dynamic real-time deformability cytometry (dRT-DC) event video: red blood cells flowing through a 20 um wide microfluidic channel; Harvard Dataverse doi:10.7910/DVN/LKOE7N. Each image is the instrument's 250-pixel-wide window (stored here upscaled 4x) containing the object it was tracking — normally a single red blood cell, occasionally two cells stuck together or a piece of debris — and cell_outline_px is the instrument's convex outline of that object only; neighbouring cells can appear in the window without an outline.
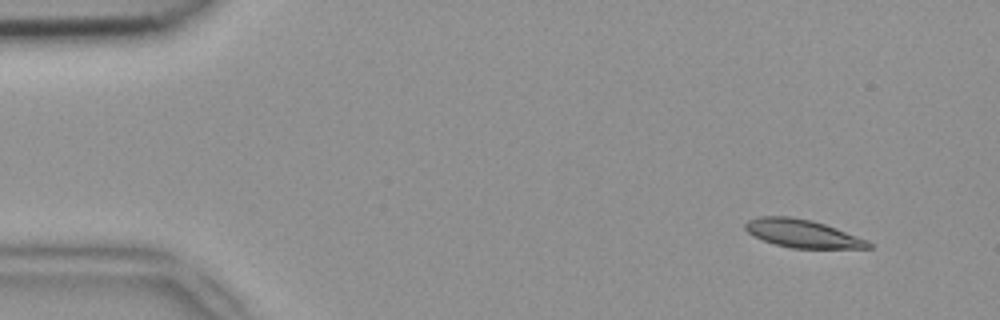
{"species": "common noctule bat (a hibernating species)", "species_latin": "Nyctalus noctula", "temperature_condition": "room temperature", "stored_images_in_passage": 11, "camera_frame_rate_fps": 3000, "um_per_image_px": 0.085, "animal": {"sex": "female", "body_mass_g": 18.4}, "frame": {"image": 1, "passage_image": 1, "time_ms": 0.0, "image_size_px": [1000, 320], "cell_outline_px": [[872, 248], [792, 248], [776, 244], [752, 236], [744, 228], [744, 224], [748, 220], [760, 216], [788, 216], [812, 220], [836, 228], [868, 240], [872, 244]], "centroid_in_image_um": [68.19, 19.84], "position_along_channel_um": 16.8, "area_um2": 20.06}}
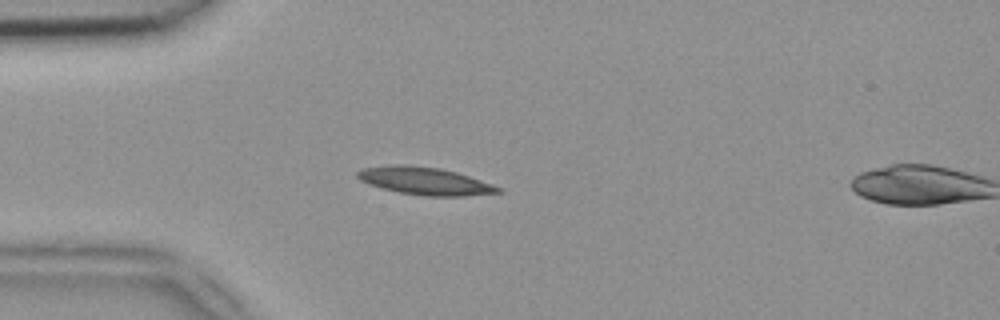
{"frame": {"image": 2, "passage_image": 10, "time_ms": 3.0, "image_size_px": [1000, 320], "cell_outline_px": [[504, 192], [464, 196], [424, 196], [400, 192], [380, 188], [368, 184], [360, 180], [356, 176], [356, 172], [364, 168], [392, 164], [404, 164], [440, 168], [456, 172], [504, 188]], "centroid_in_image_um": [36.12, 15.38], "position_along_channel_um": 48.9, "area_um2": 22.72}}